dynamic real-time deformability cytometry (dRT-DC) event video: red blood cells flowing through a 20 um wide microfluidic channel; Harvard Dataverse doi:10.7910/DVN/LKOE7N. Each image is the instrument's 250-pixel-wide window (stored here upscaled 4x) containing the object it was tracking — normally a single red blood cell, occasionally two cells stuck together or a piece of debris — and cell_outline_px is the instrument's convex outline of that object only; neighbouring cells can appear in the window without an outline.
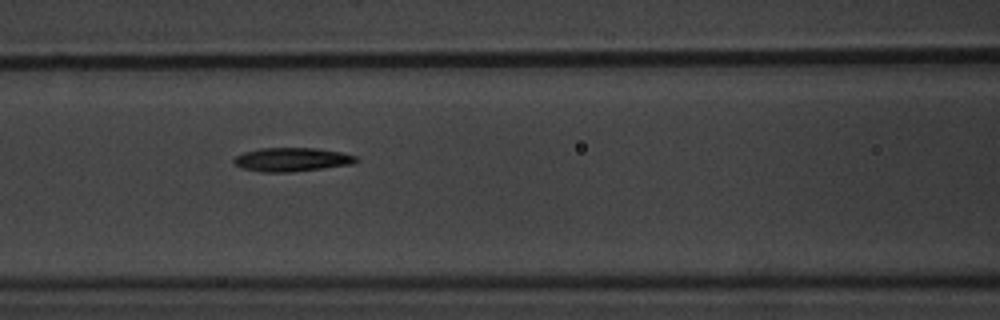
{"species": "common noctule bat (a hibernating species)", "species_latin": "Nyctalus noctula", "temperature_condition": "warm", "stored_images_in_passage": 9, "camera_frame_rate_fps": 3000, "um_per_image_px": 0.085, "animal": {"sex": "male", "body_mass_g": 20.1, "forearm_length_mm": 53.5}, "frame": {"image": 1, "passage_image": 8, "time_ms": 8.333, "image_size_px": [1000, 320], "cell_outline_px": [[360, 160], [352, 164], [324, 168], [288, 172], [260, 172], [244, 168], [232, 164], [232, 160], [236, 156], [244, 152], [260, 148], [316, 148], [340, 152], [356, 156]], "centroid_in_image_um": [24.79, 13.56], "position_along_channel_um": 141.8, "area_um2": 16.94}}